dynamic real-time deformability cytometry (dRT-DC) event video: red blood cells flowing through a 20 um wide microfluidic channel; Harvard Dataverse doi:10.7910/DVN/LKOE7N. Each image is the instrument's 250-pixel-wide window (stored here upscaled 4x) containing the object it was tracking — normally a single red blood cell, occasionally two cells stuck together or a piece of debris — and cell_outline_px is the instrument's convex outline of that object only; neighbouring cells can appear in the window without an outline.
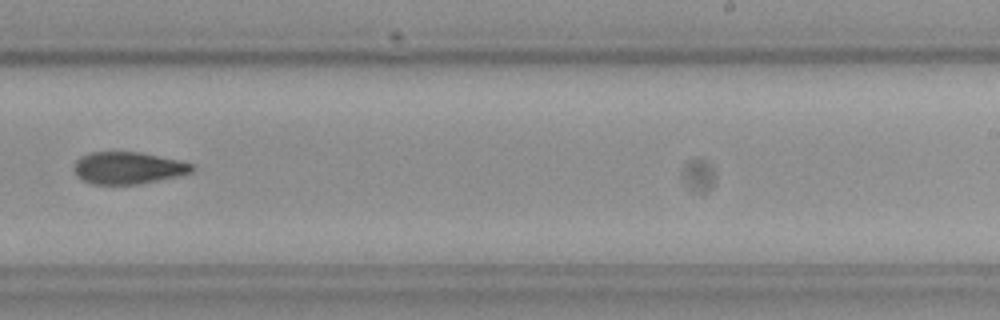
{"species": "Egyptian fruit bat (a non-hibernating species)", "species_latin": "Rousettus aegyptiacus", "temperature_condition": "cold", "stored_images_in_passage": 15, "camera_frame_rate_fps": 3000, "um_per_image_px": 0.085, "frame": {"image": 1, "passage_image": 9, "time_ms": 10.0, "image_size_px": [1000, 320], "cell_outline_px": [[196, 168], [192, 172], [176, 176], [136, 184], [92, 184], [76, 176], [72, 168], [76, 160], [80, 156], [92, 152], [140, 152], [180, 160], [192, 164]], "centroid_in_image_um": [10.85, 14.26], "position_along_channel_um": 278.1, "area_um2": 22.02}}